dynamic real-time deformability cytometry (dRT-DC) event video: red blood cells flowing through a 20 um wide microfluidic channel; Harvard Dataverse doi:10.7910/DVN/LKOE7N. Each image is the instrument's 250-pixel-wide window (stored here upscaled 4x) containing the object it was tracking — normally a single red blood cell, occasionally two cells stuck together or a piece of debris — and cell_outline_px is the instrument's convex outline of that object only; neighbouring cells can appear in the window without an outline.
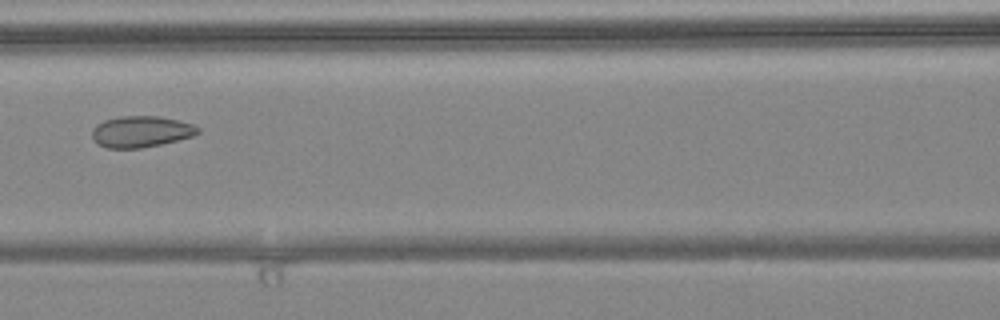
{"species": "common noctule bat (a hibernating species)", "species_latin": "Nyctalus noctula", "temperature_condition": "warm", "stored_images_in_passage": 6, "camera_frame_rate_fps": 3000, "um_per_image_px": 0.085, "animal": {"sex": "female", "body_mass_g": 24.6, "forearm_length_mm": 56.2}, "frame": {"image": 1, "passage_image": 6, "time_ms": 1.667, "image_size_px": [1000, 320], "cell_outline_px": [[200, 132], [192, 136], [160, 144], [140, 148], [108, 148], [96, 144], [92, 136], [92, 128], [96, 124], [104, 120], [120, 116], [160, 116], [192, 124], [200, 128]], "centroid_in_image_um": [11.95, 11.18], "position_along_channel_um": 154.7, "area_um2": 19.25}}